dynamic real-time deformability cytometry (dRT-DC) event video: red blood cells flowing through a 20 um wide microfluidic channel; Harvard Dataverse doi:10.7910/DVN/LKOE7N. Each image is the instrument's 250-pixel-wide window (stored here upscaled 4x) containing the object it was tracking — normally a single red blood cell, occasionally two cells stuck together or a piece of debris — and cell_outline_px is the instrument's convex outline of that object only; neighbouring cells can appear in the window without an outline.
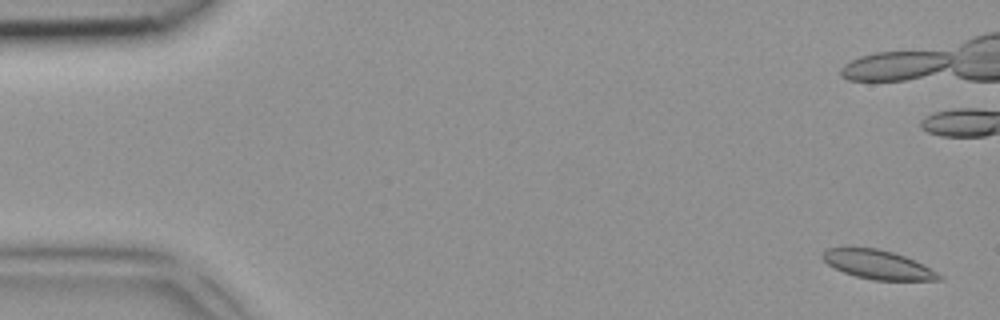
{"species": "common noctule bat (a hibernating species)", "species_latin": "Nyctalus noctula", "temperature_condition": "room temperature", "stored_images_in_passage": 7, "camera_frame_rate_fps": 3000, "um_per_image_px": 0.085, "animal": {"sex": "female", "body_mass_g": 18.4}, "frame": {"image": 1, "passage_image": 1, "time_ms": 0.0, "image_size_px": [1000, 320], "cell_outline_px": [[944, 280], [872, 280], [856, 276], [844, 272], [828, 264], [820, 256], [828, 248], [848, 244], [876, 248], [892, 252], [916, 260], [944, 276]], "centroid_in_image_um": [74.59, 22.45], "position_along_channel_um": 10.4, "area_um2": 20.17}}